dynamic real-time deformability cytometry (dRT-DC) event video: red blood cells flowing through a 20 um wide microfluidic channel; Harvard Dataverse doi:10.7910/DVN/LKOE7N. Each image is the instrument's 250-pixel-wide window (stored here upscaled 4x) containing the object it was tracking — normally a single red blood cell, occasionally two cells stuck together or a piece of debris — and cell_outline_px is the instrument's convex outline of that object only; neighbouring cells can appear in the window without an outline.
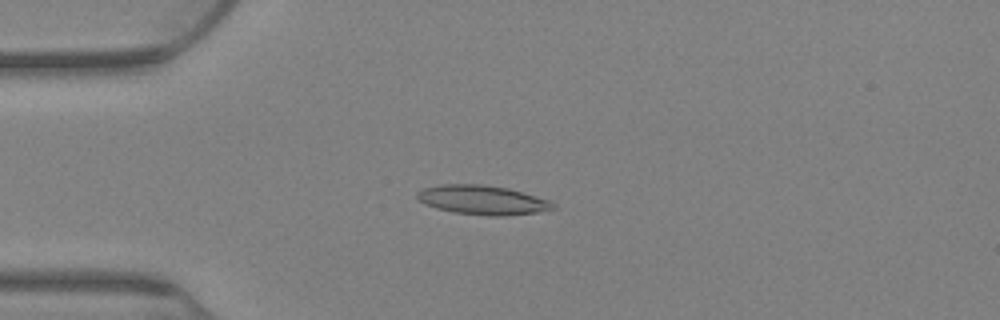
{"species": "Egyptian fruit bat (a non-hibernating species)", "species_latin": "Rousettus aegyptiacus", "temperature_condition": "warm", "stored_images_in_passage": 79, "camera_frame_rate_fps": 3000, "um_per_image_px": 0.085, "animal": {"sex": "female"}, "frame": {"image": 1, "passage_image": 21, "time_ms": 6.667, "image_size_px": [1000, 320], "cell_outline_px": [[556, 208], [536, 212], [504, 216], [488, 216], [452, 212], [436, 208], [424, 204], [416, 196], [416, 192], [424, 188], [440, 184], [480, 184], [508, 188], [548, 200], [556, 204]], "centroid_in_image_um": [40.98, 17.0], "position_along_channel_um": 44.0, "area_um2": 23.12}}
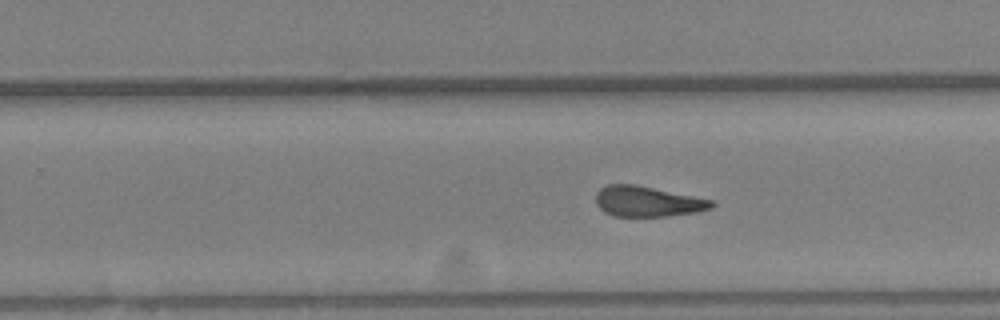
{"frame": {"image": 2, "passage_image": 50, "time_ms": 16.333, "image_size_px": [1000, 320], "cell_outline_px": [[716, 204], [712, 208], [696, 212], [668, 216], [616, 216], [604, 212], [596, 204], [596, 192], [600, 188], [608, 184], [636, 184], [712, 200]], "centroid_in_image_um": [55.03, 17.12], "position_along_channel_um": 274.8, "area_um2": 20.52}}
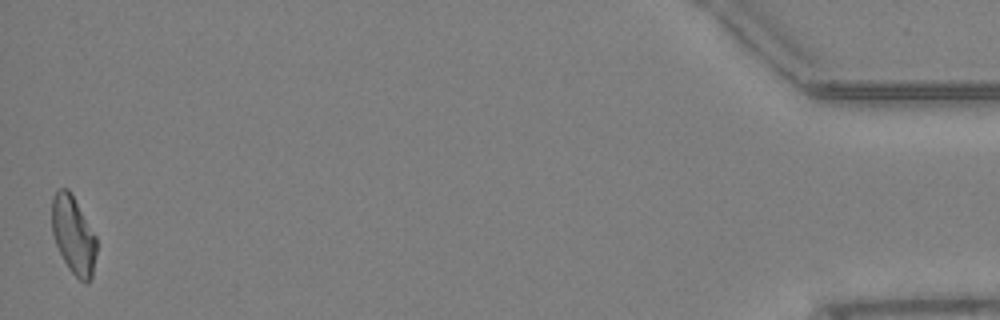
{"frame": {"image": 3, "passage_image": 78, "time_ms": 25.667, "image_size_px": [1000, 320], "cell_outline_px": [[96, 252], [92, 276], [88, 284], [84, 284], [68, 268], [56, 244], [52, 232], [52, 196], [56, 188], [68, 188], [96, 236]], "centroid_in_image_um": [6.23, 19.98], "position_along_channel_um": 429.0, "area_um2": 20.17}, "authors_computed_cell_mechanics": {"area_um2": 21.5594, "velocity_mm_per_s": 2.6318, "shape_relaxation_time_tau1_ms": null, "shape_relaxation_time_tau2_ms": 2.9512, "deformation_change_tau1": null, "deformation_change_tau2": 0.1158}}